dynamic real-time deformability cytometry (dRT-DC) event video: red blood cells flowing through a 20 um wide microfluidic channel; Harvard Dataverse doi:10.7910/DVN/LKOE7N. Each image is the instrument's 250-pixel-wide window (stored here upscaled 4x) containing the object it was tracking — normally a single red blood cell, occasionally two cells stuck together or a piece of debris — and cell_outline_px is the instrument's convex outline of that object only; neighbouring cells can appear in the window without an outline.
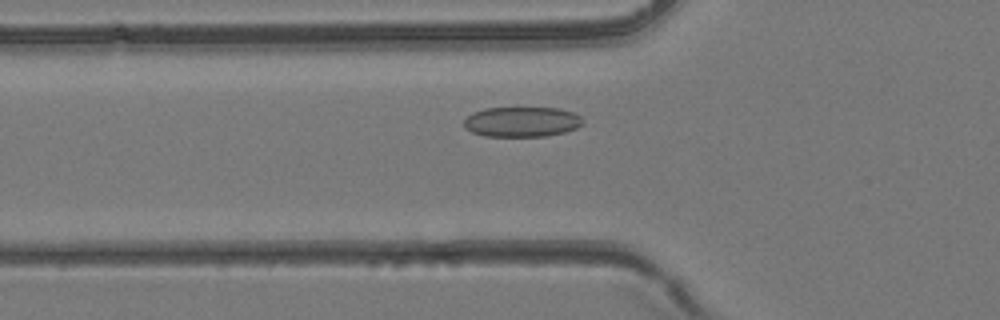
{"species": "common noctule bat (a hibernating species)", "species_latin": "Nyctalus noctula", "temperature_condition": "room temperature", "stored_images_in_passage": 38, "camera_frame_rate_fps": 3000, "um_per_image_px": 0.085, "animal": {"sex": "female", "body_mass_g": 24.6, "forearm_length_mm": 56.2}, "frame": {"image": 1, "passage_image": 10, "time_ms": 3.0, "image_size_px": [1000, 320], "cell_outline_px": [[584, 124], [576, 128], [564, 132], [548, 136], [484, 136], [472, 132], [464, 128], [464, 120], [472, 112], [484, 108], [560, 108], [572, 112], [580, 116]], "centroid_in_image_um": [44.34, 10.35], "position_along_channel_um": 81.5, "area_um2": 20.92}}
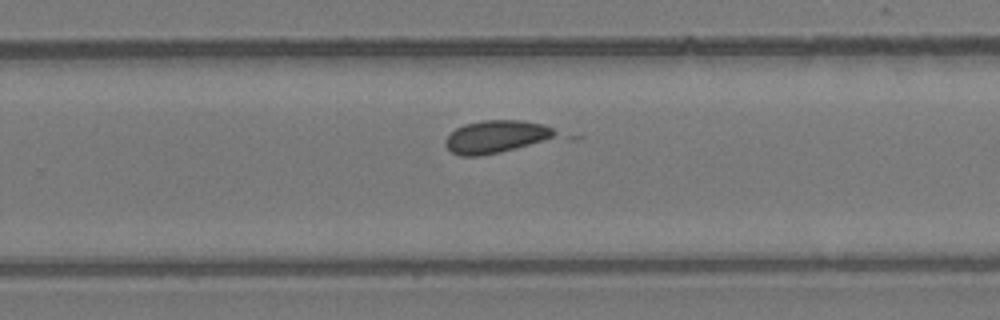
{"frame": {"image": 2, "passage_image": 23, "time_ms": 7.333, "image_size_px": [1000, 320], "cell_outline_px": [[584, 136], [572, 140], [480, 156], [460, 156], [452, 152], [444, 144], [444, 140], [456, 128], [464, 124], [484, 120], [524, 120], [544, 124]], "centroid_in_image_um": [42.76, 11.64], "position_along_channel_um": 287.0, "area_um2": 23.93}}
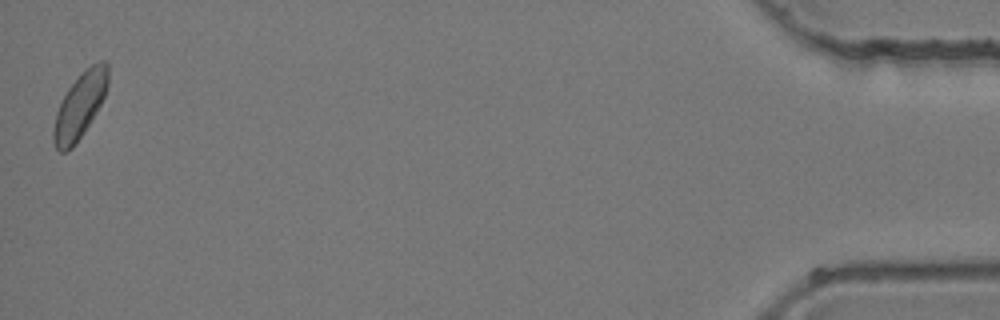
{"frame": {"image": 3, "passage_image": 38, "time_ms": 12.333, "image_size_px": [1000, 320], "cell_outline_px": [[108, 84], [104, 96], [96, 112], [84, 132], [72, 148], [64, 152], [60, 152], [56, 148], [52, 140], [52, 132], [56, 112], [68, 88], [92, 64], [100, 60], [104, 60], [108, 64]], "centroid_in_image_um": [6.78, 9.01], "position_along_channel_um": 428.4, "area_um2": 20.4}}